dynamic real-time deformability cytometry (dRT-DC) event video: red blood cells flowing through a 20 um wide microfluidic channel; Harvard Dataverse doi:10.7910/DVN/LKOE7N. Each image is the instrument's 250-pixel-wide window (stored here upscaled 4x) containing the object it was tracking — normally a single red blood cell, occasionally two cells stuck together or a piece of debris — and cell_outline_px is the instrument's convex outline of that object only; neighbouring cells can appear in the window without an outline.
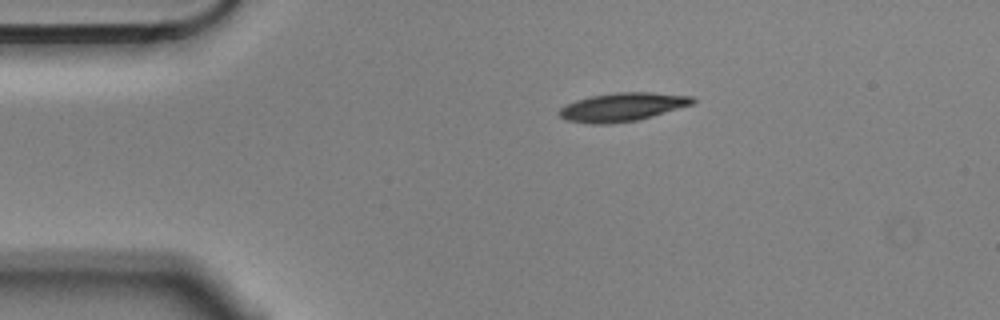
{"species": "Egyptian fruit bat (a non-hibernating species)", "species_latin": "Rousettus aegyptiacus", "temperature_condition": "cold", "stored_images_in_passage": 3, "camera_frame_rate_fps": 3000, "um_per_image_px": 0.085, "animal": {"sex": "male"}, "frame": {"image": 1, "passage_image": 1, "time_ms": 0.0, "image_size_px": [1000, 320], "cell_outline_px": [[696, 100], [692, 104], [652, 116], [636, 120], [608, 124], [592, 124], [564, 120], [556, 112], [560, 108], [576, 100], [592, 96], [616, 92], [648, 92], [692, 96]], "centroid_in_image_um": [52.86, 9.1], "position_along_channel_um": 32.1, "area_um2": 21.96}}
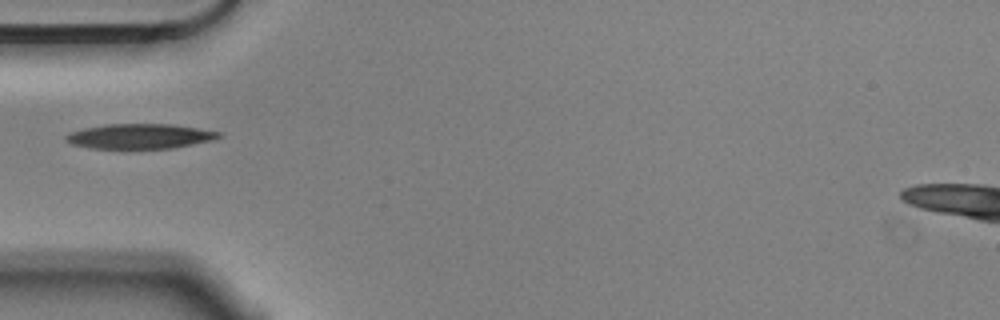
{"frame": {"image": 2, "passage_image": 3, "time_ms": 0.667, "image_size_px": [1000, 320], "cell_outline_px": [[220, 136], [212, 140], [172, 148], [92, 148], [72, 144], [64, 140], [64, 136], [72, 132], [84, 128], [104, 124], [172, 124], [220, 132]], "centroid_in_image_um": [11.84, 11.57], "position_along_channel_um": 73.2, "area_um2": 21.91}}